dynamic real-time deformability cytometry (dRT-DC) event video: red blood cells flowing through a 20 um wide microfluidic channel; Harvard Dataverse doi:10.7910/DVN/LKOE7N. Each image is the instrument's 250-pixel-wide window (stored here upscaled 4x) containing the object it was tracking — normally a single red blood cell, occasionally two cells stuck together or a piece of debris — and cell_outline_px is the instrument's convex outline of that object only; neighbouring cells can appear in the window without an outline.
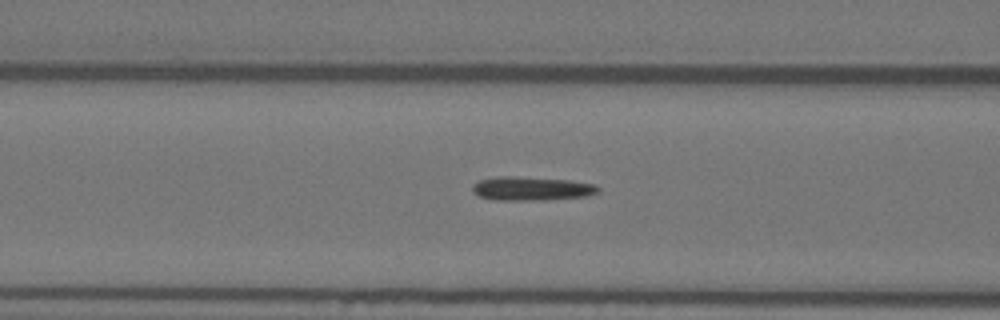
{"species": "Egyptian fruit bat (a non-hibernating species)", "species_latin": "Rousettus aegyptiacus", "temperature_condition": "warm", "stored_images_in_passage": 56, "camera_frame_rate_fps": 3000, "um_per_image_px": 0.085, "animal": {"sex": "female"}, "frame": {"image": 1, "passage_image": 22, "time_ms": 7.0, "image_size_px": [1000, 320], "cell_outline_px": [[600, 192], [588, 196], [544, 200], [492, 200], [480, 196], [472, 192], [472, 184], [480, 180], [496, 176], [512, 176], [568, 180], [596, 184], [600, 188]], "centroid_in_image_um": [45.18, 16.03], "position_along_channel_um": 121.4, "area_um2": 17.63}}
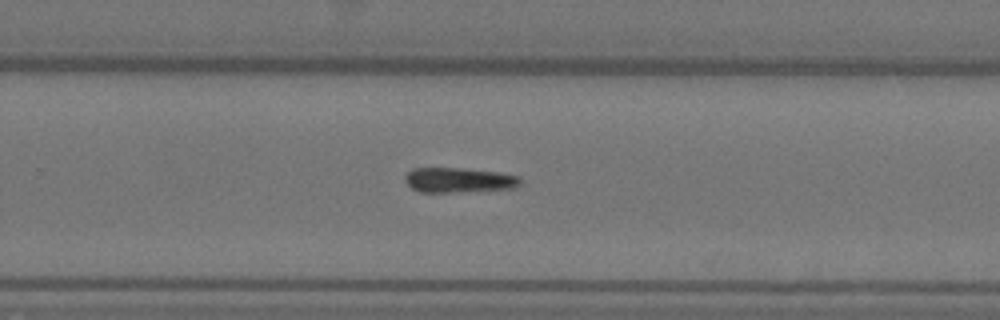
{"frame": {"image": 2, "passage_image": 36, "time_ms": 11.667, "image_size_px": [1000, 320], "cell_outline_px": [[520, 184], [516, 188], [452, 192], [420, 192], [412, 188], [404, 180], [404, 176], [412, 168], [460, 168], [500, 172], [520, 176]], "centroid_in_image_um": [39.0, 15.3], "position_along_channel_um": 290.8, "area_um2": 16.76}}
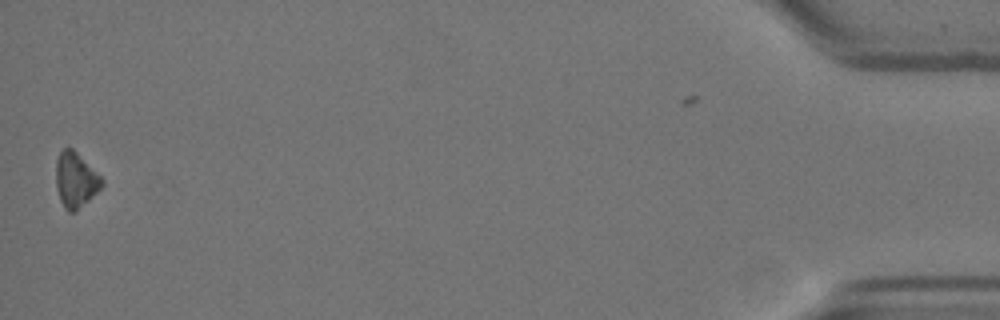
{"frame": {"image": 3, "passage_image": 55, "time_ms": 18.0, "image_size_px": [1000, 320], "cell_outline_px": [[104, 184], [76, 212], [68, 212], [64, 208], [60, 200], [56, 188], [56, 160], [60, 152], [64, 148], [72, 148], [104, 180]], "centroid_in_image_um": [6.4, 15.32], "position_along_channel_um": 428.8, "area_um2": 14.57}}